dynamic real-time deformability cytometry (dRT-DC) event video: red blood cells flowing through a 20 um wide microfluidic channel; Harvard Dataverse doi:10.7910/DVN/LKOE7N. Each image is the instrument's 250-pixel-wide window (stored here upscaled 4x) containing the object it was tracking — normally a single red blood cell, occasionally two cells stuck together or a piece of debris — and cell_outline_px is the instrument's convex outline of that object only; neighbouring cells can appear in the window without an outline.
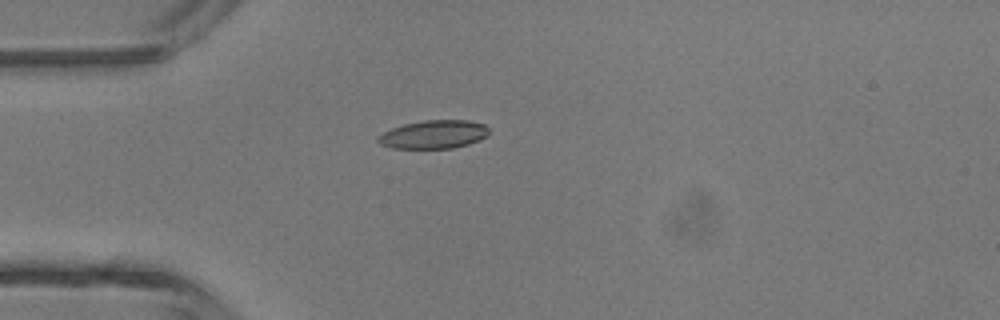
{"species": "common noctule bat (a hibernating species)", "species_latin": "Nyctalus noctula", "temperature_condition": "room temperature", "stored_images_in_passage": 4, "camera_frame_rate_fps": 3000, "um_per_image_px": 0.085, "animal": {"sex": "male", "body_mass_g": 13.3}, "frame": {"image": 1, "passage_image": 4, "time_ms": 3.333, "image_size_px": [1000, 320], "cell_outline_px": [[488, 136], [480, 140], [468, 144], [452, 148], [392, 148], [380, 144], [376, 140], [376, 136], [392, 128], [404, 124], [424, 120], [468, 120], [484, 124], [488, 128]], "centroid_in_image_um": [36.86, 11.42], "position_along_channel_um": 48.1, "area_um2": 18.38}}